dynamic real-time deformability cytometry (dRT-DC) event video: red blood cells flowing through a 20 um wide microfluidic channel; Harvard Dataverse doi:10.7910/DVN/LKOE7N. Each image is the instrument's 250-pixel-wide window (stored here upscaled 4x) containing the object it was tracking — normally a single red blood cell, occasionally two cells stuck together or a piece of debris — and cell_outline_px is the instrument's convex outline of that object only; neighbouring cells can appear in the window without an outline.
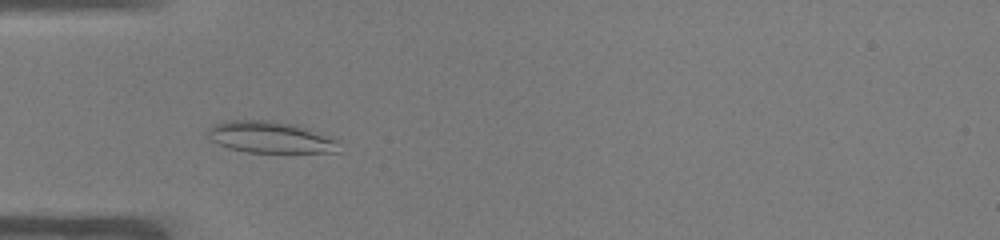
{"species": "common noctule bat (a hibernating species)", "species_latin": "Nyctalus noctula", "temperature_condition": "warm", "stored_images_in_passage": 36, "camera_frame_rate_fps": 3000, "um_per_image_px": 0.085, "animal": {"sex": "male", "body_mass_g": 19.0, "forearm_length_mm": 50.8}, "frame": {"image": 1, "passage_image": 1, "time_ms": 0.0, "image_size_px": [1000, 240], "cell_outline_px": [[340, 152], [248, 152], [228, 148], [208, 140], [204, 132], [212, 124], [228, 120], [272, 120], [296, 124], [308, 128], [340, 140]], "centroid_in_image_um": [22.95, 11.65], "position_along_channel_um": 62.0, "area_um2": 24.74}}
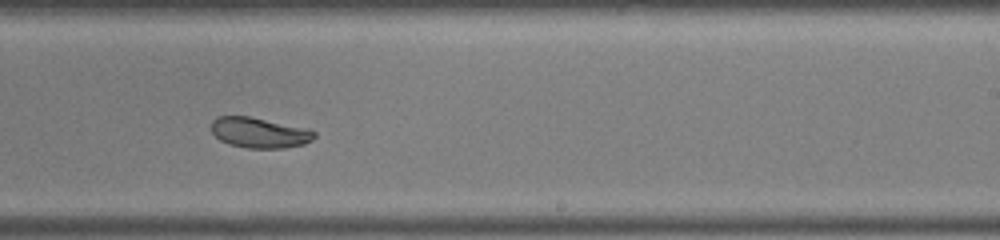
{"frame": {"image": 2, "passage_image": 17, "time_ms": 5.333, "image_size_px": [1000, 240], "cell_outline_px": [[316, 136], [312, 140], [304, 144], [284, 148], [248, 148], [228, 144], [220, 140], [212, 132], [212, 120], [216, 116], [248, 116], [312, 128], [316, 132]], "centroid_in_image_um": [22.1, 11.27], "position_along_channel_um": 266.9, "area_um2": 18.55}}
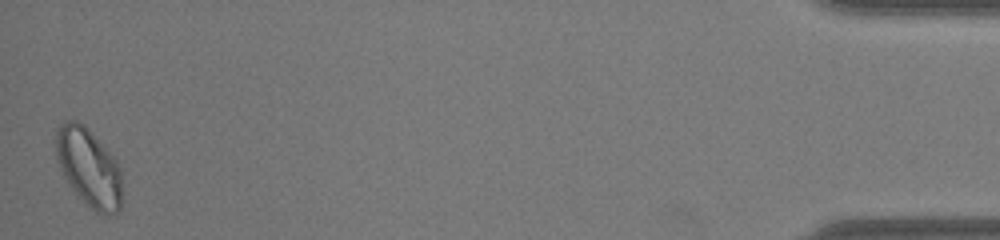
{"frame": {"image": 3, "passage_image": 36, "time_ms": 11.667, "image_size_px": [1000, 240], "cell_outline_px": [[120, 208], [116, 216], [96, 212], [76, 196], [64, 176], [56, 160], [56, 128], [64, 120], [76, 120], [84, 124], [116, 156], [120, 168]], "centroid_in_image_um": [7.54, 14.21], "position_along_channel_um": 427.7, "area_um2": 30.69}, "authors_computed_cell_mechanics": {"area_um2": 19.5075, "velocity_mm_per_s": 3.8966, "shape_relaxation_time_tau1_ms": 7.9227, "shape_relaxation_time_tau2_ms": null, "deformation_change_tau1": 0.1566, "deformation_change_tau2": null}}